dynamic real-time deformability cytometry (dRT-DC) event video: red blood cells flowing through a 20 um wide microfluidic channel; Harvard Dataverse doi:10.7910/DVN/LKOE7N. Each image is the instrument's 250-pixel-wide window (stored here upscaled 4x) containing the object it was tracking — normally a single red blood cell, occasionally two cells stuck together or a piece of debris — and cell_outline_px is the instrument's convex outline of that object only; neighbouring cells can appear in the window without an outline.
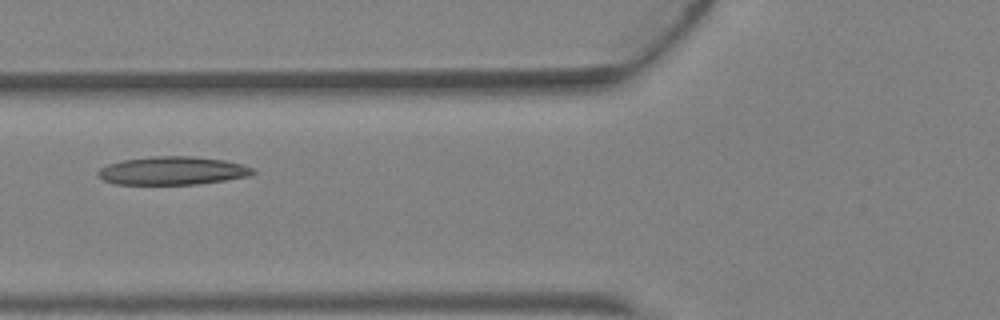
{"species": "Egyptian fruit bat (a non-hibernating species)", "species_latin": "Rousettus aegyptiacus", "temperature_condition": "warm", "stored_images_in_passage": 4, "camera_frame_rate_fps": 3000, "um_per_image_px": 0.085, "animal": {"sex": "female"}, "frame": {"image": 1, "passage_image": 4, "time_ms": 1.0, "image_size_px": [1000, 320], "cell_outline_px": [[256, 172], [248, 176], [224, 180], [196, 184], [116, 184], [104, 180], [96, 176], [96, 172], [100, 168], [108, 164], [124, 160], [152, 156], [192, 156], [224, 160], [240, 164], [252, 168]], "centroid_in_image_um": [14.62, 14.51], "position_along_channel_um": 111.2, "area_um2": 25.32}}